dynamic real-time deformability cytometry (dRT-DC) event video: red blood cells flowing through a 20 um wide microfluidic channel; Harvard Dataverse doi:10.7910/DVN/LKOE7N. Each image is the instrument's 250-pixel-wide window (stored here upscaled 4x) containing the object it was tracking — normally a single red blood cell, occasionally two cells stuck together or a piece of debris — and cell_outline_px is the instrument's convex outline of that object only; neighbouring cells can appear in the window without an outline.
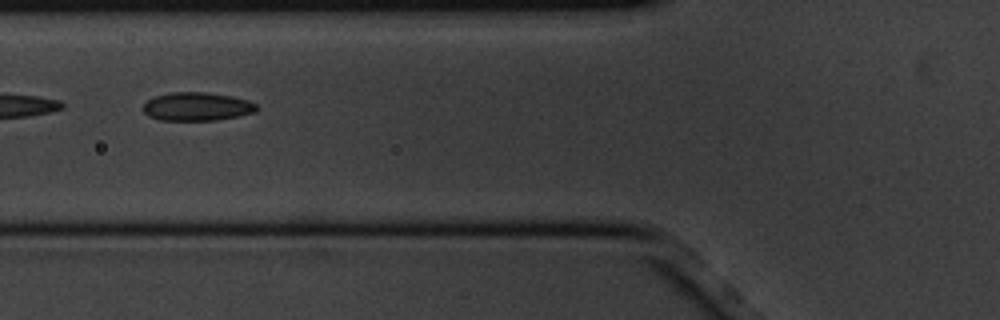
{"species": "common noctule bat (a hibernating species)", "species_latin": "Nyctalus noctula", "temperature_condition": "cold", "stored_images_in_passage": 10, "camera_frame_rate_fps": 3000, "um_per_image_px": 0.085, "animal": {"sex": "male", "body_mass_g": 20.1, "forearm_length_mm": 53.5}, "frame": {"image": 1, "passage_image": 7, "time_ms": 2.0, "image_size_px": [1000, 320], "cell_outline_px": [[260, 108], [256, 112], [240, 116], [216, 120], [160, 120], [148, 116], [140, 108], [148, 100], [156, 96], [172, 92], [208, 92], [232, 96], [248, 100], [256, 104]], "centroid_in_image_um": [16.76, 9.06], "position_along_channel_um": 109.0, "area_um2": 19.02}}
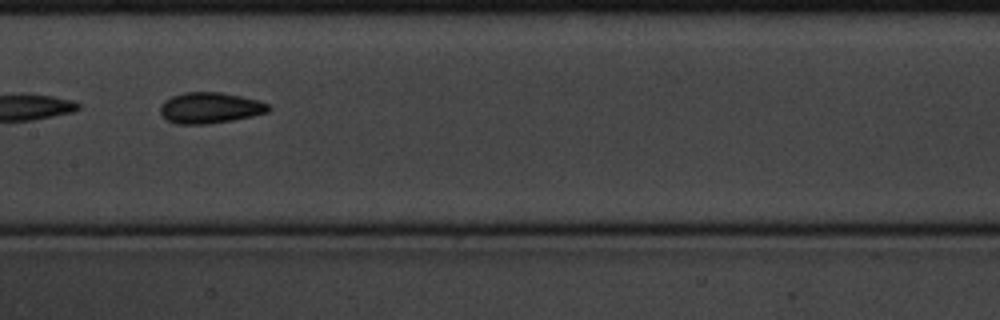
{"frame": {"image": 2, "passage_image": 9, "time_ms": 2.667, "image_size_px": [1000, 320], "cell_outline_px": [[268, 112], [252, 116], [232, 120], [208, 124], [176, 124], [168, 120], [160, 112], [160, 104], [164, 100], [172, 96], [184, 92], [220, 92], [240, 96], [256, 100], [268, 104]], "centroid_in_image_um": [17.8, 9.17], "position_along_channel_um": 189.6, "area_um2": 19.36}}